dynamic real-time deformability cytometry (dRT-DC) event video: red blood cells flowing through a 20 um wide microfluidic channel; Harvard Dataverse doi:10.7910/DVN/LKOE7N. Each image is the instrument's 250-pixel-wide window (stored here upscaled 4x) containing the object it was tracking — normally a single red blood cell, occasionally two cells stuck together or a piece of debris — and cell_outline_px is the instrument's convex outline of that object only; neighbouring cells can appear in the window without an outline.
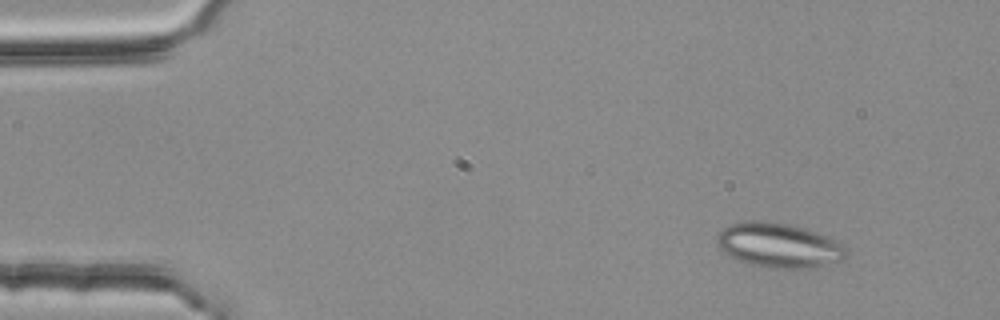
{"species": "common noctule bat (a hibernating species)", "species_latin": "Nyctalus noctula", "temperature_condition": "room temperature", "stored_images_in_passage": 3, "camera_frame_rate_fps": 3000, "um_per_image_px": 0.085, "animal": {"sex": "female", "body_mass_g": 25.1}, "frame": {"image": 1, "passage_image": 1, "time_ms": 0.0, "image_size_px": [1000, 320], "cell_outline_px": [[848, 256], [840, 260], [812, 268], [764, 268], [748, 264], [736, 260], [728, 256], [716, 244], [716, 236], [728, 224], [752, 220], [768, 220], [788, 224], [804, 228], [816, 232], [848, 248]], "centroid_in_image_um": [66.14, 20.85], "position_along_channel_um": 18.9, "area_um2": 33.81}}